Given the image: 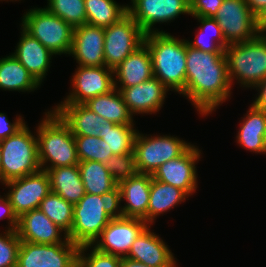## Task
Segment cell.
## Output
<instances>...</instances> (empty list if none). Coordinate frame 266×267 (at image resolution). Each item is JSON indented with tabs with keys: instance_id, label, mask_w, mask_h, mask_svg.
Wrapping results in <instances>:
<instances>
[{
	"instance_id": "6da1fadb",
	"label": "cell",
	"mask_w": 266,
	"mask_h": 267,
	"mask_svg": "<svg viewBox=\"0 0 266 267\" xmlns=\"http://www.w3.org/2000/svg\"><path fill=\"white\" fill-rule=\"evenodd\" d=\"M224 53L204 52L186 42V83L181 93L207 116L231 96Z\"/></svg>"
},
{
	"instance_id": "7a4b0ae2",
	"label": "cell",
	"mask_w": 266,
	"mask_h": 267,
	"mask_svg": "<svg viewBox=\"0 0 266 267\" xmlns=\"http://www.w3.org/2000/svg\"><path fill=\"white\" fill-rule=\"evenodd\" d=\"M121 217L123 212L118 185L102 195L85 193L74 204L73 226L67 237L78 246L92 245L111 219Z\"/></svg>"
},
{
	"instance_id": "3957f363",
	"label": "cell",
	"mask_w": 266,
	"mask_h": 267,
	"mask_svg": "<svg viewBox=\"0 0 266 267\" xmlns=\"http://www.w3.org/2000/svg\"><path fill=\"white\" fill-rule=\"evenodd\" d=\"M144 44L151 54L154 77L168 90L181 94L186 83V39L153 32L145 34Z\"/></svg>"
},
{
	"instance_id": "277c9868",
	"label": "cell",
	"mask_w": 266,
	"mask_h": 267,
	"mask_svg": "<svg viewBox=\"0 0 266 267\" xmlns=\"http://www.w3.org/2000/svg\"><path fill=\"white\" fill-rule=\"evenodd\" d=\"M36 131L42 170L79 164L74 135L53 110L45 113Z\"/></svg>"
},
{
	"instance_id": "5b68a950",
	"label": "cell",
	"mask_w": 266,
	"mask_h": 267,
	"mask_svg": "<svg viewBox=\"0 0 266 267\" xmlns=\"http://www.w3.org/2000/svg\"><path fill=\"white\" fill-rule=\"evenodd\" d=\"M231 85L234 79L246 88H253L266 78V35L229 44L224 49Z\"/></svg>"
},
{
	"instance_id": "8992f818",
	"label": "cell",
	"mask_w": 266,
	"mask_h": 267,
	"mask_svg": "<svg viewBox=\"0 0 266 267\" xmlns=\"http://www.w3.org/2000/svg\"><path fill=\"white\" fill-rule=\"evenodd\" d=\"M27 126L25 124L14 135L0 140V182L2 184L12 179L36 173L41 169L37 137L32 134Z\"/></svg>"
},
{
	"instance_id": "52a82bcc",
	"label": "cell",
	"mask_w": 266,
	"mask_h": 267,
	"mask_svg": "<svg viewBox=\"0 0 266 267\" xmlns=\"http://www.w3.org/2000/svg\"><path fill=\"white\" fill-rule=\"evenodd\" d=\"M21 27L54 55L70 53L74 28L46 8H31L25 12Z\"/></svg>"
},
{
	"instance_id": "ba28073f",
	"label": "cell",
	"mask_w": 266,
	"mask_h": 267,
	"mask_svg": "<svg viewBox=\"0 0 266 267\" xmlns=\"http://www.w3.org/2000/svg\"><path fill=\"white\" fill-rule=\"evenodd\" d=\"M192 144L178 137L136 134L133 152L138 173L153 175L162 164L181 156Z\"/></svg>"
},
{
	"instance_id": "9c48e42d",
	"label": "cell",
	"mask_w": 266,
	"mask_h": 267,
	"mask_svg": "<svg viewBox=\"0 0 266 267\" xmlns=\"http://www.w3.org/2000/svg\"><path fill=\"white\" fill-rule=\"evenodd\" d=\"M104 37L105 66L114 70L144 44L145 33L127 13L119 21L104 28Z\"/></svg>"
},
{
	"instance_id": "30bf717a",
	"label": "cell",
	"mask_w": 266,
	"mask_h": 267,
	"mask_svg": "<svg viewBox=\"0 0 266 267\" xmlns=\"http://www.w3.org/2000/svg\"><path fill=\"white\" fill-rule=\"evenodd\" d=\"M78 250L70 240L57 244L21 241L16 267H78Z\"/></svg>"
},
{
	"instance_id": "8fae6325",
	"label": "cell",
	"mask_w": 266,
	"mask_h": 267,
	"mask_svg": "<svg viewBox=\"0 0 266 267\" xmlns=\"http://www.w3.org/2000/svg\"><path fill=\"white\" fill-rule=\"evenodd\" d=\"M214 19L228 45L246 42L258 35L257 16L245 0H223Z\"/></svg>"
},
{
	"instance_id": "7c38bea8",
	"label": "cell",
	"mask_w": 266,
	"mask_h": 267,
	"mask_svg": "<svg viewBox=\"0 0 266 267\" xmlns=\"http://www.w3.org/2000/svg\"><path fill=\"white\" fill-rule=\"evenodd\" d=\"M8 187L7 197L15 214L39 209L41 201L51 192L50 178L46 170L12 179L3 183Z\"/></svg>"
},
{
	"instance_id": "4fadbf2b",
	"label": "cell",
	"mask_w": 266,
	"mask_h": 267,
	"mask_svg": "<svg viewBox=\"0 0 266 267\" xmlns=\"http://www.w3.org/2000/svg\"><path fill=\"white\" fill-rule=\"evenodd\" d=\"M131 4H127L128 14L145 34L165 32L155 29L154 25L171 22L181 14L190 15V4L186 0H131Z\"/></svg>"
},
{
	"instance_id": "5bb4252c",
	"label": "cell",
	"mask_w": 266,
	"mask_h": 267,
	"mask_svg": "<svg viewBox=\"0 0 266 267\" xmlns=\"http://www.w3.org/2000/svg\"><path fill=\"white\" fill-rule=\"evenodd\" d=\"M149 225L140 218H113L92 246L103 253L126 257L135 239ZM100 238V239H99Z\"/></svg>"
},
{
	"instance_id": "9a60e30c",
	"label": "cell",
	"mask_w": 266,
	"mask_h": 267,
	"mask_svg": "<svg viewBox=\"0 0 266 267\" xmlns=\"http://www.w3.org/2000/svg\"><path fill=\"white\" fill-rule=\"evenodd\" d=\"M72 77V91L61 103L84 104L89 99L106 94L115 88L114 72L106 66L79 65Z\"/></svg>"
},
{
	"instance_id": "2e32d148",
	"label": "cell",
	"mask_w": 266,
	"mask_h": 267,
	"mask_svg": "<svg viewBox=\"0 0 266 267\" xmlns=\"http://www.w3.org/2000/svg\"><path fill=\"white\" fill-rule=\"evenodd\" d=\"M201 150L192 144L181 156L168 160L154 172L152 177L162 183L183 190L188 196L197 189L196 163L201 158Z\"/></svg>"
},
{
	"instance_id": "e0dca14e",
	"label": "cell",
	"mask_w": 266,
	"mask_h": 267,
	"mask_svg": "<svg viewBox=\"0 0 266 267\" xmlns=\"http://www.w3.org/2000/svg\"><path fill=\"white\" fill-rule=\"evenodd\" d=\"M104 28L84 24L74 28L72 46L69 55L80 66H105Z\"/></svg>"
},
{
	"instance_id": "ac0fdd59",
	"label": "cell",
	"mask_w": 266,
	"mask_h": 267,
	"mask_svg": "<svg viewBox=\"0 0 266 267\" xmlns=\"http://www.w3.org/2000/svg\"><path fill=\"white\" fill-rule=\"evenodd\" d=\"M116 89L119 90L132 115L144 113L155 114L161 110L166 94L169 91L154 76L133 87Z\"/></svg>"
},
{
	"instance_id": "d6986e66",
	"label": "cell",
	"mask_w": 266,
	"mask_h": 267,
	"mask_svg": "<svg viewBox=\"0 0 266 267\" xmlns=\"http://www.w3.org/2000/svg\"><path fill=\"white\" fill-rule=\"evenodd\" d=\"M16 232L21 241L35 244L66 243L69 240L65 232L39 209L28 211L18 217Z\"/></svg>"
},
{
	"instance_id": "ffe728a7",
	"label": "cell",
	"mask_w": 266,
	"mask_h": 267,
	"mask_svg": "<svg viewBox=\"0 0 266 267\" xmlns=\"http://www.w3.org/2000/svg\"><path fill=\"white\" fill-rule=\"evenodd\" d=\"M150 225L137 237L126 256L149 267H177V261L168 245L156 233L150 230Z\"/></svg>"
},
{
	"instance_id": "44dd1931",
	"label": "cell",
	"mask_w": 266,
	"mask_h": 267,
	"mask_svg": "<svg viewBox=\"0 0 266 267\" xmlns=\"http://www.w3.org/2000/svg\"><path fill=\"white\" fill-rule=\"evenodd\" d=\"M152 175L137 173L118 184L123 217L140 218L148 224V204Z\"/></svg>"
},
{
	"instance_id": "7402d4cb",
	"label": "cell",
	"mask_w": 266,
	"mask_h": 267,
	"mask_svg": "<svg viewBox=\"0 0 266 267\" xmlns=\"http://www.w3.org/2000/svg\"><path fill=\"white\" fill-rule=\"evenodd\" d=\"M20 30H22L21 37L12 54L41 85L54 54L22 27Z\"/></svg>"
},
{
	"instance_id": "603a6c76",
	"label": "cell",
	"mask_w": 266,
	"mask_h": 267,
	"mask_svg": "<svg viewBox=\"0 0 266 267\" xmlns=\"http://www.w3.org/2000/svg\"><path fill=\"white\" fill-rule=\"evenodd\" d=\"M53 111L70 128L74 136L99 137L107 120L94 113L85 104L60 103Z\"/></svg>"
},
{
	"instance_id": "cb8c5ba5",
	"label": "cell",
	"mask_w": 266,
	"mask_h": 267,
	"mask_svg": "<svg viewBox=\"0 0 266 267\" xmlns=\"http://www.w3.org/2000/svg\"><path fill=\"white\" fill-rule=\"evenodd\" d=\"M113 72L114 79L116 78L114 80L115 88L133 87L153 77L152 58L147 46L141 45L126 57Z\"/></svg>"
},
{
	"instance_id": "d4e9b609",
	"label": "cell",
	"mask_w": 266,
	"mask_h": 267,
	"mask_svg": "<svg viewBox=\"0 0 266 267\" xmlns=\"http://www.w3.org/2000/svg\"><path fill=\"white\" fill-rule=\"evenodd\" d=\"M239 126L237 143L248 151L266 154V111L251 104Z\"/></svg>"
},
{
	"instance_id": "484cf974",
	"label": "cell",
	"mask_w": 266,
	"mask_h": 267,
	"mask_svg": "<svg viewBox=\"0 0 266 267\" xmlns=\"http://www.w3.org/2000/svg\"><path fill=\"white\" fill-rule=\"evenodd\" d=\"M50 178L51 191L73 205L85 195V188L78 165L62 166L46 170Z\"/></svg>"
},
{
	"instance_id": "4316f807",
	"label": "cell",
	"mask_w": 266,
	"mask_h": 267,
	"mask_svg": "<svg viewBox=\"0 0 266 267\" xmlns=\"http://www.w3.org/2000/svg\"><path fill=\"white\" fill-rule=\"evenodd\" d=\"M94 113L114 124L134 125L130 113L119 90L114 88L106 94H101L84 103Z\"/></svg>"
},
{
	"instance_id": "83f0119b",
	"label": "cell",
	"mask_w": 266,
	"mask_h": 267,
	"mask_svg": "<svg viewBox=\"0 0 266 267\" xmlns=\"http://www.w3.org/2000/svg\"><path fill=\"white\" fill-rule=\"evenodd\" d=\"M38 87L40 84L13 54L0 58V89L32 92Z\"/></svg>"
},
{
	"instance_id": "f1b7e54d",
	"label": "cell",
	"mask_w": 266,
	"mask_h": 267,
	"mask_svg": "<svg viewBox=\"0 0 266 267\" xmlns=\"http://www.w3.org/2000/svg\"><path fill=\"white\" fill-rule=\"evenodd\" d=\"M188 197L183 190L152 177L148 204V225L151 226L157 216L175 208Z\"/></svg>"
},
{
	"instance_id": "f546056e",
	"label": "cell",
	"mask_w": 266,
	"mask_h": 267,
	"mask_svg": "<svg viewBox=\"0 0 266 267\" xmlns=\"http://www.w3.org/2000/svg\"><path fill=\"white\" fill-rule=\"evenodd\" d=\"M85 192L102 195L113 190L118 184L113 180L104 163L98 161H80L78 164Z\"/></svg>"
},
{
	"instance_id": "4dcf8cb0",
	"label": "cell",
	"mask_w": 266,
	"mask_h": 267,
	"mask_svg": "<svg viewBox=\"0 0 266 267\" xmlns=\"http://www.w3.org/2000/svg\"><path fill=\"white\" fill-rule=\"evenodd\" d=\"M87 24L109 27L127 13V5H120L114 0H84Z\"/></svg>"
},
{
	"instance_id": "1f68e13d",
	"label": "cell",
	"mask_w": 266,
	"mask_h": 267,
	"mask_svg": "<svg viewBox=\"0 0 266 267\" xmlns=\"http://www.w3.org/2000/svg\"><path fill=\"white\" fill-rule=\"evenodd\" d=\"M201 23L199 26V33L196 35L194 41L186 40L187 44L193 48L204 52L224 53V49L228 47L221 27L217 21L212 17H194ZM210 33L211 39H208L206 33ZM206 35V36H205Z\"/></svg>"
},
{
	"instance_id": "d6a6232c",
	"label": "cell",
	"mask_w": 266,
	"mask_h": 267,
	"mask_svg": "<svg viewBox=\"0 0 266 267\" xmlns=\"http://www.w3.org/2000/svg\"><path fill=\"white\" fill-rule=\"evenodd\" d=\"M134 125L114 124L107 121L99 137L103 139L113 154L125 155L133 152L137 129Z\"/></svg>"
},
{
	"instance_id": "836d02e7",
	"label": "cell",
	"mask_w": 266,
	"mask_h": 267,
	"mask_svg": "<svg viewBox=\"0 0 266 267\" xmlns=\"http://www.w3.org/2000/svg\"><path fill=\"white\" fill-rule=\"evenodd\" d=\"M55 225L68 235L73 226L74 205L64 200L57 193L50 192L39 207Z\"/></svg>"
},
{
	"instance_id": "e575fe53",
	"label": "cell",
	"mask_w": 266,
	"mask_h": 267,
	"mask_svg": "<svg viewBox=\"0 0 266 267\" xmlns=\"http://www.w3.org/2000/svg\"><path fill=\"white\" fill-rule=\"evenodd\" d=\"M45 7L73 28L87 24L84 0H47Z\"/></svg>"
},
{
	"instance_id": "d590c367",
	"label": "cell",
	"mask_w": 266,
	"mask_h": 267,
	"mask_svg": "<svg viewBox=\"0 0 266 267\" xmlns=\"http://www.w3.org/2000/svg\"><path fill=\"white\" fill-rule=\"evenodd\" d=\"M80 161L105 163L113 154L108 144L96 136H74Z\"/></svg>"
},
{
	"instance_id": "8d00e7d4",
	"label": "cell",
	"mask_w": 266,
	"mask_h": 267,
	"mask_svg": "<svg viewBox=\"0 0 266 267\" xmlns=\"http://www.w3.org/2000/svg\"><path fill=\"white\" fill-rule=\"evenodd\" d=\"M113 180L119 184L138 173L134 152L125 155H112L104 163Z\"/></svg>"
},
{
	"instance_id": "74e56055",
	"label": "cell",
	"mask_w": 266,
	"mask_h": 267,
	"mask_svg": "<svg viewBox=\"0 0 266 267\" xmlns=\"http://www.w3.org/2000/svg\"><path fill=\"white\" fill-rule=\"evenodd\" d=\"M92 249L90 254L87 250ZM121 257L98 251L92 245L79 246L78 267H120Z\"/></svg>"
},
{
	"instance_id": "f35d334b",
	"label": "cell",
	"mask_w": 266,
	"mask_h": 267,
	"mask_svg": "<svg viewBox=\"0 0 266 267\" xmlns=\"http://www.w3.org/2000/svg\"><path fill=\"white\" fill-rule=\"evenodd\" d=\"M20 243L16 230L0 233V267H16Z\"/></svg>"
},
{
	"instance_id": "ab89813d",
	"label": "cell",
	"mask_w": 266,
	"mask_h": 267,
	"mask_svg": "<svg viewBox=\"0 0 266 267\" xmlns=\"http://www.w3.org/2000/svg\"><path fill=\"white\" fill-rule=\"evenodd\" d=\"M222 2L223 0H195L190 4V15L214 18Z\"/></svg>"
},
{
	"instance_id": "60d3db41",
	"label": "cell",
	"mask_w": 266,
	"mask_h": 267,
	"mask_svg": "<svg viewBox=\"0 0 266 267\" xmlns=\"http://www.w3.org/2000/svg\"><path fill=\"white\" fill-rule=\"evenodd\" d=\"M18 117V118H17ZM15 118L11 123L6 117L5 113H0V140L14 135L26 123L20 115Z\"/></svg>"
},
{
	"instance_id": "b9f144b4",
	"label": "cell",
	"mask_w": 266,
	"mask_h": 267,
	"mask_svg": "<svg viewBox=\"0 0 266 267\" xmlns=\"http://www.w3.org/2000/svg\"><path fill=\"white\" fill-rule=\"evenodd\" d=\"M0 195V220L3 218L8 219V230H16L18 226V216L15 214L12 205L7 197V195Z\"/></svg>"
},
{
	"instance_id": "7bdbcfd3",
	"label": "cell",
	"mask_w": 266,
	"mask_h": 267,
	"mask_svg": "<svg viewBox=\"0 0 266 267\" xmlns=\"http://www.w3.org/2000/svg\"><path fill=\"white\" fill-rule=\"evenodd\" d=\"M254 88L258 90V96H256V99L252 104L257 108L266 111V78L262 82L257 84Z\"/></svg>"
},
{
	"instance_id": "ee69618b",
	"label": "cell",
	"mask_w": 266,
	"mask_h": 267,
	"mask_svg": "<svg viewBox=\"0 0 266 267\" xmlns=\"http://www.w3.org/2000/svg\"><path fill=\"white\" fill-rule=\"evenodd\" d=\"M251 11L257 16L266 8V0H245Z\"/></svg>"
},
{
	"instance_id": "f6af8a7d",
	"label": "cell",
	"mask_w": 266,
	"mask_h": 267,
	"mask_svg": "<svg viewBox=\"0 0 266 267\" xmlns=\"http://www.w3.org/2000/svg\"><path fill=\"white\" fill-rule=\"evenodd\" d=\"M257 30L259 35H266V8L257 15Z\"/></svg>"
},
{
	"instance_id": "bcb514c9",
	"label": "cell",
	"mask_w": 266,
	"mask_h": 267,
	"mask_svg": "<svg viewBox=\"0 0 266 267\" xmlns=\"http://www.w3.org/2000/svg\"><path fill=\"white\" fill-rule=\"evenodd\" d=\"M120 267H149L139 261L132 260L130 258L121 257Z\"/></svg>"
},
{
	"instance_id": "7dc6e473",
	"label": "cell",
	"mask_w": 266,
	"mask_h": 267,
	"mask_svg": "<svg viewBox=\"0 0 266 267\" xmlns=\"http://www.w3.org/2000/svg\"><path fill=\"white\" fill-rule=\"evenodd\" d=\"M0 170H1V143H0Z\"/></svg>"
},
{
	"instance_id": "c3c4849f",
	"label": "cell",
	"mask_w": 266,
	"mask_h": 267,
	"mask_svg": "<svg viewBox=\"0 0 266 267\" xmlns=\"http://www.w3.org/2000/svg\"><path fill=\"white\" fill-rule=\"evenodd\" d=\"M189 4H191L195 0H186Z\"/></svg>"
}]
</instances>
